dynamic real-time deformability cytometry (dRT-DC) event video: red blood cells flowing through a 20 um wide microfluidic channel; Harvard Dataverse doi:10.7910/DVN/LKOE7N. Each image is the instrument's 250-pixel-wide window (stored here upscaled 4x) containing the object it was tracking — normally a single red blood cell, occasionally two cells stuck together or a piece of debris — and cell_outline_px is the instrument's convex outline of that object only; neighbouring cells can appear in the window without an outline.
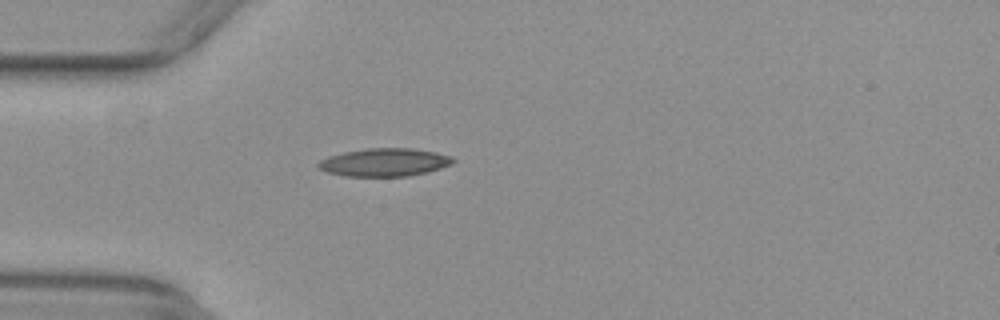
{"species": "common noctule bat (a hibernating species)", "species_latin": "Nyctalus noctula", "temperature_condition": "warm", "stored_images_in_passage": 30, "camera_frame_rate_fps": 3000, "um_per_image_px": 0.085, "animal": {"sex": "female", "body_mass_g": 29.2, "forearm_length_mm": 56.3}, "frame": {"image": 1, "passage_image": 1, "time_ms": 0.0, "image_size_px": [1000, 320], "cell_outline_px": [[456, 160], [452, 164], [428, 172], [408, 176], [344, 176], [328, 172], [320, 168], [316, 164], [320, 160], [328, 156], [344, 152], [368, 148], [412, 148], [436, 152], [452, 156]], "centroid_in_image_um": [32.71, 13.79], "position_along_channel_um": 52.3, "area_um2": 22.02}}
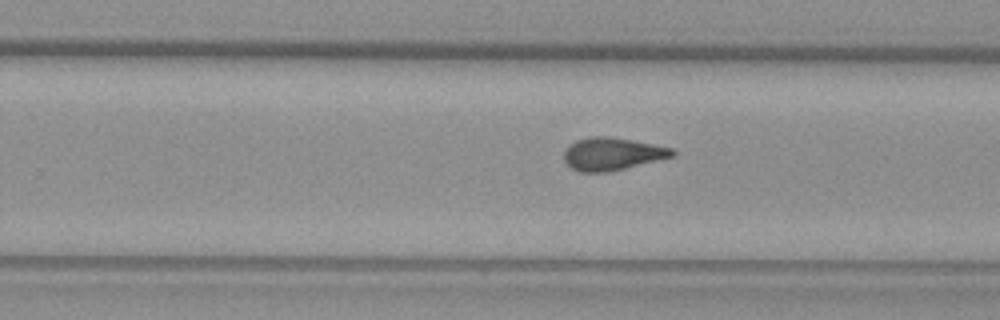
{"frame": {"image": 2, "passage_image": 19, "time_ms": 6.0, "image_size_px": [1000, 320], "cell_outline_px": [[676, 156], [608, 172], [580, 172], [572, 168], [564, 160], [564, 152], [568, 144], [576, 140], [588, 136], [608, 136], [652, 144], [672, 148], [676, 152]], "centroid_in_image_um": [52.02, 13.08], "position_along_channel_um": 277.8, "area_um2": 20.63}}
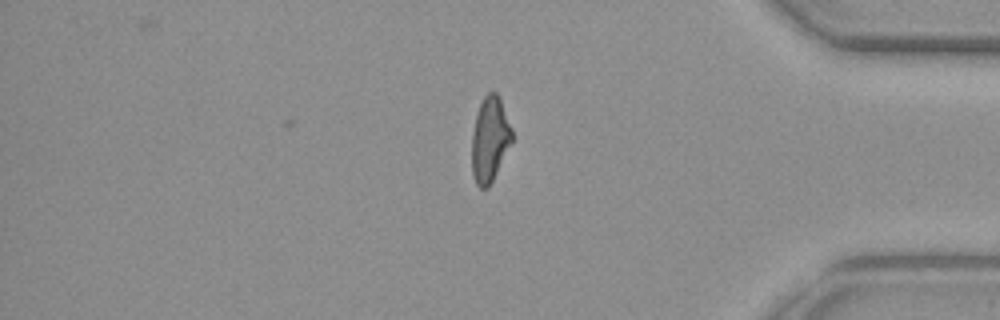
{"frame": {"image": 3, "passage_image": 30, "time_ms": 9.667, "image_size_px": [1000, 320], "cell_outline_px": [[512, 140], [488, 188], [480, 188], [476, 184], [472, 172], [472, 132], [476, 116], [480, 104], [484, 96], [488, 92], [496, 92], [500, 100], [512, 128]], "centroid_in_image_um": [41.62, 11.84], "position_along_channel_um": 393.6, "area_um2": 19.48}, "authors_computed_cell_mechanics": {"area_um2": 20.6057, "velocity_mm_per_s": 3.9152, "shape_relaxation_time_tau1_ms": null, "shape_relaxation_time_tau2_ms": 2.643, "deformation_change_tau1": null, "deformation_change_tau2": 0.1084}}